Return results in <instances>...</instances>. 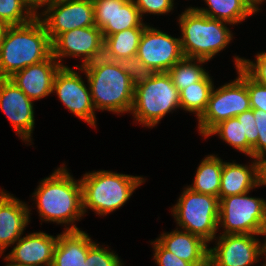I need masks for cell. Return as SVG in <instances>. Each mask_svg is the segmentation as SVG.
<instances>
[{"instance_id": "1", "label": "cell", "mask_w": 266, "mask_h": 266, "mask_svg": "<svg viewBox=\"0 0 266 266\" xmlns=\"http://www.w3.org/2000/svg\"><path fill=\"white\" fill-rule=\"evenodd\" d=\"M64 163L41 180L32 194L41 222L62 224L64 231L80 230L75 222L84 216L81 181Z\"/></svg>"}, {"instance_id": "2", "label": "cell", "mask_w": 266, "mask_h": 266, "mask_svg": "<svg viewBox=\"0 0 266 266\" xmlns=\"http://www.w3.org/2000/svg\"><path fill=\"white\" fill-rule=\"evenodd\" d=\"M51 55L52 42L38 16L26 24L9 26L0 44V78H9Z\"/></svg>"}, {"instance_id": "3", "label": "cell", "mask_w": 266, "mask_h": 266, "mask_svg": "<svg viewBox=\"0 0 266 266\" xmlns=\"http://www.w3.org/2000/svg\"><path fill=\"white\" fill-rule=\"evenodd\" d=\"M75 68L87 78L96 111L107 110L118 115L131 112L135 88L119 62L103 56Z\"/></svg>"}, {"instance_id": "4", "label": "cell", "mask_w": 266, "mask_h": 266, "mask_svg": "<svg viewBox=\"0 0 266 266\" xmlns=\"http://www.w3.org/2000/svg\"><path fill=\"white\" fill-rule=\"evenodd\" d=\"M84 215L91 209L105 216L126 204L145 178L109 170L86 172L80 178Z\"/></svg>"}, {"instance_id": "5", "label": "cell", "mask_w": 266, "mask_h": 266, "mask_svg": "<svg viewBox=\"0 0 266 266\" xmlns=\"http://www.w3.org/2000/svg\"><path fill=\"white\" fill-rule=\"evenodd\" d=\"M180 42L184 57L207 60L214 58L231 43L232 31L227 22L209 18L192 7L178 15ZM227 24V25H226Z\"/></svg>"}, {"instance_id": "6", "label": "cell", "mask_w": 266, "mask_h": 266, "mask_svg": "<svg viewBox=\"0 0 266 266\" xmlns=\"http://www.w3.org/2000/svg\"><path fill=\"white\" fill-rule=\"evenodd\" d=\"M177 108L180 109L179 91L167 72H158L151 80L135 87L130 113L136 123L153 128Z\"/></svg>"}, {"instance_id": "7", "label": "cell", "mask_w": 266, "mask_h": 266, "mask_svg": "<svg viewBox=\"0 0 266 266\" xmlns=\"http://www.w3.org/2000/svg\"><path fill=\"white\" fill-rule=\"evenodd\" d=\"M171 214L178 229L201 237L208 244L216 238L219 222V198L184 188Z\"/></svg>"}, {"instance_id": "8", "label": "cell", "mask_w": 266, "mask_h": 266, "mask_svg": "<svg viewBox=\"0 0 266 266\" xmlns=\"http://www.w3.org/2000/svg\"><path fill=\"white\" fill-rule=\"evenodd\" d=\"M249 192L219 198L220 234L262 235L266 226V200Z\"/></svg>"}, {"instance_id": "9", "label": "cell", "mask_w": 266, "mask_h": 266, "mask_svg": "<svg viewBox=\"0 0 266 266\" xmlns=\"http://www.w3.org/2000/svg\"><path fill=\"white\" fill-rule=\"evenodd\" d=\"M238 77L219 88L212 89L207 108L198 119V131L206 134L219 122L238 116L251 109L247 91V73L240 67Z\"/></svg>"}, {"instance_id": "10", "label": "cell", "mask_w": 266, "mask_h": 266, "mask_svg": "<svg viewBox=\"0 0 266 266\" xmlns=\"http://www.w3.org/2000/svg\"><path fill=\"white\" fill-rule=\"evenodd\" d=\"M259 235L220 234L214 239L215 246L209 247V266H251L265 258L264 244ZM264 256V257H263Z\"/></svg>"}, {"instance_id": "11", "label": "cell", "mask_w": 266, "mask_h": 266, "mask_svg": "<svg viewBox=\"0 0 266 266\" xmlns=\"http://www.w3.org/2000/svg\"><path fill=\"white\" fill-rule=\"evenodd\" d=\"M52 92L72 114L96 128L97 118L89 83L85 84L82 75L71 67H60L53 80Z\"/></svg>"}, {"instance_id": "12", "label": "cell", "mask_w": 266, "mask_h": 266, "mask_svg": "<svg viewBox=\"0 0 266 266\" xmlns=\"http://www.w3.org/2000/svg\"><path fill=\"white\" fill-rule=\"evenodd\" d=\"M51 42L75 28L96 26L92 0H56L38 16Z\"/></svg>"}, {"instance_id": "13", "label": "cell", "mask_w": 266, "mask_h": 266, "mask_svg": "<svg viewBox=\"0 0 266 266\" xmlns=\"http://www.w3.org/2000/svg\"><path fill=\"white\" fill-rule=\"evenodd\" d=\"M104 54V38L102 31L96 26L75 28L68 32L60 34L52 42V55L61 65L62 59L66 57H81L82 67L96 59L103 57Z\"/></svg>"}, {"instance_id": "14", "label": "cell", "mask_w": 266, "mask_h": 266, "mask_svg": "<svg viewBox=\"0 0 266 266\" xmlns=\"http://www.w3.org/2000/svg\"><path fill=\"white\" fill-rule=\"evenodd\" d=\"M137 56L156 73L167 72L184 57L180 37H172L149 24L141 35Z\"/></svg>"}, {"instance_id": "15", "label": "cell", "mask_w": 266, "mask_h": 266, "mask_svg": "<svg viewBox=\"0 0 266 266\" xmlns=\"http://www.w3.org/2000/svg\"><path fill=\"white\" fill-rule=\"evenodd\" d=\"M34 101L10 79L0 78V109L12 124L18 137L28 144L32 142L35 125Z\"/></svg>"}, {"instance_id": "16", "label": "cell", "mask_w": 266, "mask_h": 266, "mask_svg": "<svg viewBox=\"0 0 266 266\" xmlns=\"http://www.w3.org/2000/svg\"><path fill=\"white\" fill-rule=\"evenodd\" d=\"M95 24L103 38L134 27H146L133 0H92Z\"/></svg>"}, {"instance_id": "17", "label": "cell", "mask_w": 266, "mask_h": 266, "mask_svg": "<svg viewBox=\"0 0 266 266\" xmlns=\"http://www.w3.org/2000/svg\"><path fill=\"white\" fill-rule=\"evenodd\" d=\"M30 212L27 203L0 190V256L23 235L30 223Z\"/></svg>"}, {"instance_id": "18", "label": "cell", "mask_w": 266, "mask_h": 266, "mask_svg": "<svg viewBox=\"0 0 266 266\" xmlns=\"http://www.w3.org/2000/svg\"><path fill=\"white\" fill-rule=\"evenodd\" d=\"M60 67L61 65L51 55L47 60L27 66L8 79L31 100H40L53 93V80Z\"/></svg>"}, {"instance_id": "19", "label": "cell", "mask_w": 266, "mask_h": 266, "mask_svg": "<svg viewBox=\"0 0 266 266\" xmlns=\"http://www.w3.org/2000/svg\"><path fill=\"white\" fill-rule=\"evenodd\" d=\"M58 235L33 232L20 237L6 257L14 262L32 266H51Z\"/></svg>"}, {"instance_id": "20", "label": "cell", "mask_w": 266, "mask_h": 266, "mask_svg": "<svg viewBox=\"0 0 266 266\" xmlns=\"http://www.w3.org/2000/svg\"><path fill=\"white\" fill-rule=\"evenodd\" d=\"M156 240L177 257L193 266H209V245L201 237L176 228L163 232Z\"/></svg>"}, {"instance_id": "21", "label": "cell", "mask_w": 266, "mask_h": 266, "mask_svg": "<svg viewBox=\"0 0 266 266\" xmlns=\"http://www.w3.org/2000/svg\"><path fill=\"white\" fill-rule=\"evenodd\" d=\"M95 242L82 230L58 234L51 266H90L89 248Z\"/></svg>"}, {"instance_id": "22", "label": "cell", "mask_w": 266, "mask_h": 266, "mask_svg": "<svg viewBox=\"0 0 266 266\" xmlns=\"http://www.w3.org/2000/svg\"><path fill=\"white\" fill-rule=\"evenodd\" d=\"M252 161L249 165L239 164L234 160L223 162L219 198L243 194L254 188H260L259 160L253 158Z\"/></svg>"}, {"instance_id": "23", "label": "cell", "mask_w": 266, "mask_h": 266, "mask_svg": "<svg viewBox=\"0 0 266 266\" xmlns=\"http://www.w3.org/2000/svg\"><path fill=\"white\" fill-rule=\"evenodd\" d=\"M208 8L192 7L199 13L229 24H241L247 17L257 11L247 0H204Z\"/></svg>"}, {"instance_id": "24", "label": "cell", "mask_w": 266, "mask_h": 266, "mask_svg": "<svg viewBox=\"0 0 266 266\" xmlns=\"http://www.w3.org/2000/svg\"><path fill=\"white\" fill-rule=\"evenodd\" d=\"M217 156L212 154L202 159L195 172L193 183L187 185L188 188L219 198L223 159Z\"/></svg>"}, {"instance_id": "25", "label": "cell", "mask_w": 266, "mask_h": 266, "mask_svg": "<svg viewBox=\"0 0 266 266\" xmlns=\"http://www.w3.org/2000/svg\"><path fill=\"white\" fill-rule=\"evenodd\" d=\"M144 29L145 27H134L106 36L103 56L117 62L123 58L136 56Z\"/></svg>"}, {"instance_id": "26", "label": "cell", "mask_w": 266, "mask_h": 266, "mask_svg": "<svg viewBox=\"0 0 266 266\" xmlns=\"http://www.w3.org/2000/svg\"><path fill=\"white\" fill-rule=\"evenodd\" d=\"M215 134L229 146L252 158V146L244 135L243 113L219 122L206 134L205 139Z\"/></svg>"}, {"instance_id": "27", "label": "cell", "mask_w": 266, "mask_h": 266, "mask_svg": "<svg viewBox=\"0 0 266 266\" xmlns=\"http://www.w3.org/2000/svg\"><path fill=\"white\" fill-rule=\"evenodd\" d=\"M214 82L209 73L199 82L187 86L179 92L180 108L196 114L197 120L205 112Z\"/></svg>"}, {"instance_id": "28", "label": "cell", "mask_w": 266, "mask_h": 266, "mask_svg": "<svg viewBox=\"0 0 266 266\" xmlns=\"http://www.w3.org/2000/svg\"><path fill=\"white\" fill-rule=\"evenodd\" d=\"M207 62V60L203 59L183 57L167 73L180 92L187 86H190V84L201 81L209 73L202 67V64Z\"/></svg>"}, {"instance_id": "29", "label": "cell", "mask_w": 266, "mask_h": 266, "mask_svg": "<svg viewBox=\"0 0 266 266\" xmlns=\"http://www.w3.org/2000/svg\"><path fill=\"white\" fill-rule=\"evenodd\" d=\"M34 17L22 0H0V19L9 26L26 24Z\"/></svg>"}, {"instance_id": "30", "label": "cell", "mask_w": 266, "mask_h": 266, "mask_svg": "<svg viewBox=\"0 0 266 266\" xmlns=\"http://www.w3.org/2000/svg\"><path fill=\"white\" fill-rule=\"evenodd\" d=\"M118 62L122 69L128 74L134 88L151 80L156 74V72L146 66L137 55L123 58Z\"/></svg>"}, {"instance_id": "31", "label": "cell", "mask_w": 266, "mask_h": 266, "mask_svg": "<svg viewBox=\"0 0 266 266\" xmlns=\"http://www.w3.org/2000/svg\"><path fill=\"white\" fill-rule=\"evenodd\" d=\"M255 58L254 62L235 55V68L241 67L252 79L266 86V52H258Z\"/></svg>"}, {"instance_id": "32", "label": "cell", "mask_w": 266, "mask_h": 266, "mask_svg": "<svg viewBox=\"0 0 266 266\" xmlns=\"http://www.w3.org/2000/svg\"><path fill=\"white\" fill-rule=\"evenodd\" d=\"M111 248L102 247L98 243H94L89 248V264L90 266H123L124 262L120 260L118 254L110 251Z\"/></svg>"}, {"instance_id": "33", "label": "cell", "mask_w": 266, "mask_h": 266, "mask_svg": "<svg viewBox=\"0 0 266 266\" xmlns=\"http://www.w3.org/2000/svg\"><path fill=\"white\" fill-rule=\"evenodd\" d=\"M143 19L145 14L163 15L174 10V0H133Z\"/></svg>"}, {"instance_id": "34", "label": "cell", "mask_w": 266, "mask_h": 266, "mask_svg": "<svg viewBox=\"0 0 266 266\" xmlns=\"http://www.w3.org/2000/svg\"><path fill=\"white\" fill-rule=\"evenodd\" d=\"M253 114L259 136L257 143L252 147V158L260 159L266 154V112L253 109Z\"/></svg>"}, {"instance_id": "35", "label": "cell", "mask_w": 266, "mask_h": 266, "mask_svg": "<svg viewBox=\"0 0 266 266\" xmlns=\"http://www.w3.org/2000/svg\"><path fill=\"white\" fill-rule=\"evenodd\" d=\"M154 250L153 259L157 266H193L165 249L156 239L150 242Z\"/></svg>"}, {"instance_id": "36", "label": "cell", "mask_w": 266, "mask_h": 266, "mask_svg": "<svg viewBox=\"0 0 266 266\" xmlns=\"http://www.w3.org/2000/svg\"><path fill=\"white\" fill-rule=\"evenodd\" d=\"M247 91L251 109H260L266 112V86L256 82L247 74Z\"/></svg>"}, {"instance_id": "37", "label": "cell", "mask_w": 266, "mask_h": 266, "mask_svg": "<svg viewBox=\"0 0 266 266\" xmlns=\"http://www.w3.org/2000/svg\"><path fill=\"white\" fill-rule=\"evenodd\" d=\"M243 128L247 142L253 147L257 143L259 136L253 109L243 112Z\"/></svg>"}, {"instance_id": "38", "label": "cell", "mask_w": 266, "mask_h": 266, "mask_svg": "<svg viewBox=\"0 0 266 266\" xmlns=\"http://www.w3.org/2000/svg\"><path fill=\"white\" fill-rule=\"evenodd\" d=\"M56 0H22L25 6L30 10V12L35 16H39L38 12L40 8H47L53 4ZM38 10V11H37Z\"/></svg>"}, {"instance_id": "39", "label": "cell", "mask_w": 266, "mask_h": 266, "mask_svg": "<svg viewBox=\"0 0 266 266\" xmlns=\"http://www.w3.org/2000/svg\"><path fill=\"white\" fill-rule=\"evenodd\" d=\"M259 160V184L266 186V154Z\"/></svg>"}, {"instance_id": "40", "label": "cell", "mask_w": 266, "mask_h": 266, "mask_svg": "<svg viewBox=\"0 0 266 266\" xmlns=\"http://www.w3.org/2000/svg\"><path fill=\"white\" fill-rule=\"evenodd\" d=\"M9 28V25L0 19V44L3 40V38L5 37L6 31Z\"/></svg>"}, {"instance_id": "41", "label": "cell", "mask_w": 266, "mask_h": 266, "mask_svg": "<svg viewBox=\"0 0 266 266\" xmlns=\"http://www.w3.org/2000/svg\"><path fill=\"white\" fill-rule=\"evenodd\" d=\"M251 6L257 11L259 12L260 11V8H259V4L261 5L263 2H265L266 0H247Z\"/></svg>"}, {"instance_id": "42", "label": "cell", "mask_w": 266, "mask_h": 266, "mask_svg": "<svg viewBox=\"0 0 266 266\" xmlns=\"http://www.w3.org/2000/svg\"><path fill=\"white\" fill-rule=\"evenodd\" d=\"M4 261H6L5 266H32V265H24V264L14 263V262L10 261L6 256L4 257Z\"/></svg>"}, {"instance_id": "43", "label": "cell", "mask_w": 266, "mask_h": 266, "mask_svg": "<svg viewBox=\"0 0 266 266\" xmlns=\"http://www.w3.org/2000/svg\"><path fill=\"white\" fill-rule=\"evenodd\" d=\"M263 237H265V239L263 240V244H264V253H265V257H266V226H265V230L263 233Z\"/></svg>"}]
</instances>
